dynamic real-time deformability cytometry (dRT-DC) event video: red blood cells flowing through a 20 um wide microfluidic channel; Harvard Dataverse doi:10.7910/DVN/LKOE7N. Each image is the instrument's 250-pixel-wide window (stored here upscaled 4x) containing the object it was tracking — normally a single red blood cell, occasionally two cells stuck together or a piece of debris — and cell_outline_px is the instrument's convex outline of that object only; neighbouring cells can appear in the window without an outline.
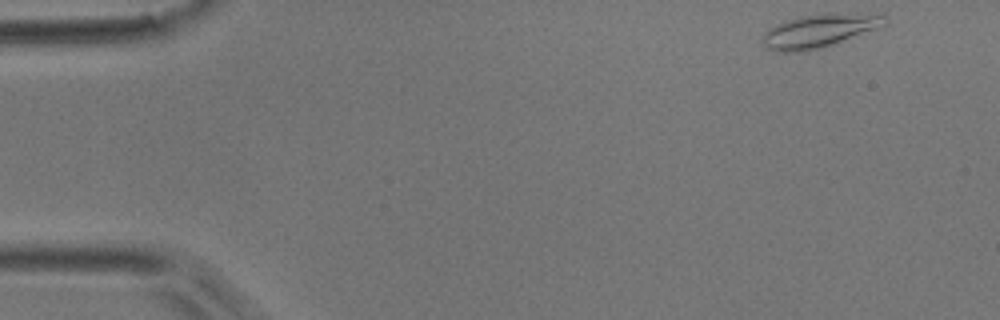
{"species": "common noctule bat (a hibernating species)", "species_latin": "Nyctalus noctula", "temperature_condition": "room temperature", "stored_images_in_passage": 5, "camera_frame_rate_fps": 3000, "um_per_image_px": 0.085, "animal": {"sex": "male", "body_mass_g": 17.9}, "frame": {"image": 1, "passage_image": 1, "time_ms": 0.0, "image_size_px": [1000, 320], "cell_outline_px": [[888, 20], [884, 24], [876, 28], [816, 48], [800, 52], [780, 52], [768, 48], [764, 44], [760, 36], [768, 28], [788, 20], [808, 16], [888, 16]], "centroid_in_image_um": [69.44, 2.68], "position_along_channel_um": 15.6, "area_um2": 21.56}}